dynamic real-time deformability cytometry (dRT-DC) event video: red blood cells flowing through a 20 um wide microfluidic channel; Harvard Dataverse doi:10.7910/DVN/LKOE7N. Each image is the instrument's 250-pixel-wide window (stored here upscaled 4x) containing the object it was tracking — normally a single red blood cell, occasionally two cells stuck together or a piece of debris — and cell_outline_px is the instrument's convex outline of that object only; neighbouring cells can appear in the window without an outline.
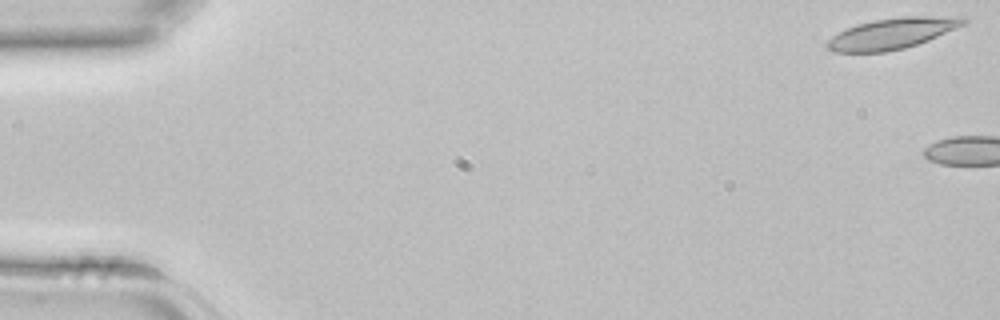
{"species": "common noctule bat (a hibernating species)", "species_latin": "Nyctalus noctula", "temperature_condition": "room temperature", "stored_images_in_passage": 3, "camera_frame_rate_fps": 3000, "um_per_image_px": 0.085, "animal": {"sex": "female", "body_mass_g": 22.7, "forearm_length_mm": 54.2}, "frame": {"image": 1, "passage_image": 1, "time_ms": 0.0, "image_size_px": [1000, 320], "cell_outline_px": [[968, 20], [964, 24], [956, 28], [928, 40], [904, 48], [884, 52], [832, 52], [824, 48], [824, 44], [832, 36], [856, 24], [872, 20], [900, 16], [964, 16]], "centroid_in_image_um": [75.8, 2.84], "position_along_channel_um": 9.2, "area_um2": 24.68}}